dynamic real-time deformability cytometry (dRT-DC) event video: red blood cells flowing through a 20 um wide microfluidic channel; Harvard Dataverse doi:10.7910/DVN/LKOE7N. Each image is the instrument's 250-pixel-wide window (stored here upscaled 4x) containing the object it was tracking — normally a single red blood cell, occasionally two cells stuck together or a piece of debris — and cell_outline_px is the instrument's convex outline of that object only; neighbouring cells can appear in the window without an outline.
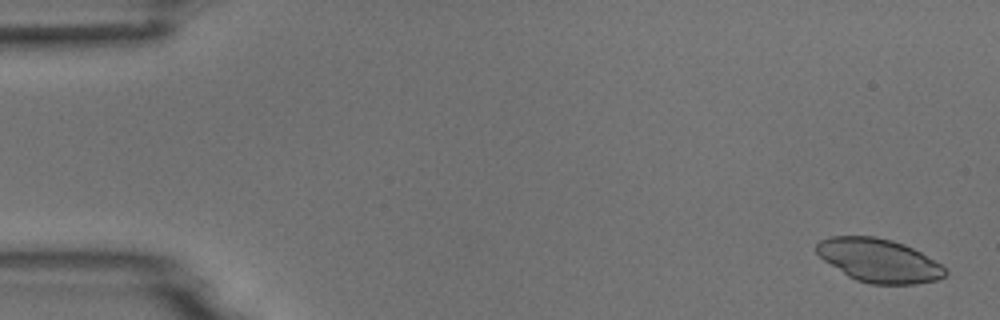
{"species": "common noctule bat (a hibernating species)", "species_latin": "Nyctalus noctula", "temperature_condition": "room temperature", "stored_images_in_passage": 4, "camera_frame_rate_fps": 3000, "um_per_image_px": 0.085, "animal": {"sex": "male", "body_mass_g": 18.8}, "frame": {"image": 1, "passage_image": 1, "time_ms": 0.0, "image_size_px": [1000, 320], "cell_outline_px": [[948, 272], [944, 276], [936, 280], [916, 284], [872, 284], [856, 280], [848, 276], [824, 260], [816, 252], [816, 244], [820, 240], [832, 236], [876, 236], [892, 240], [904, 244], [920, 252], [940, 264]], "centroid_in_image_um": [74.69, 22.13], "position_along_channel_um": 10.3, "area_um2": 32.37}}